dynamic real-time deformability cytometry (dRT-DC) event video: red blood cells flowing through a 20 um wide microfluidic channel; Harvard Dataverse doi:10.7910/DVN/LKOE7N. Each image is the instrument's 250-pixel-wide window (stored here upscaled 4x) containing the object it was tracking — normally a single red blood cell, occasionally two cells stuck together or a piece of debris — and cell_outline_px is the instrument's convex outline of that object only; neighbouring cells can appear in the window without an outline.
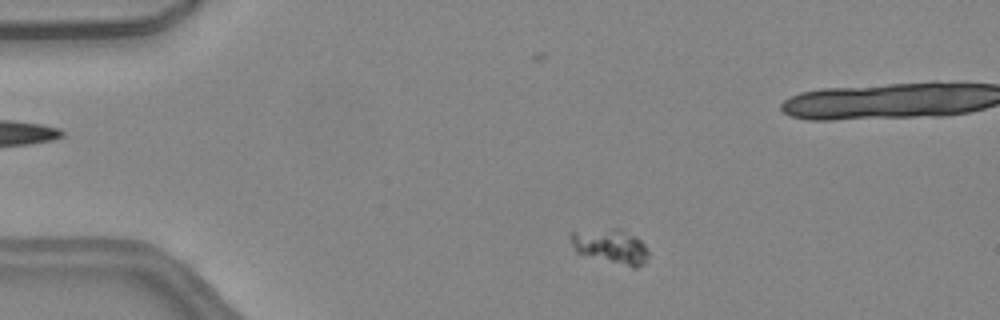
{"species": "common noctule bat (a hibernating species)", "species_latin": "Nyctalus noctula", "temperature_condition": "warm", "stored_images_in_passage": 47, "camera_frame_rate_fps": 3000, "um_per_image_px": 0.085, "animal": {"sex": "female", "body_mass_g": 24.6, "forearm_length_mm": 56.2}, "frame": {"image": 1, "passage_image": 5, "time_ms": 1.333, "image_size_px": [1000, 320], "cell_outline_px": [[648, 260], [644, 264], [636, 268], [632, 268], [576, 252], [568, 236], [568, 232], [612, 228], [620, 228], [636, 236], [644, 244], [648, 252]], "centroid_in_image_um": [51.92, 20.93], "position_along_channel_um": 33.1, "area_um2": 15.84}}
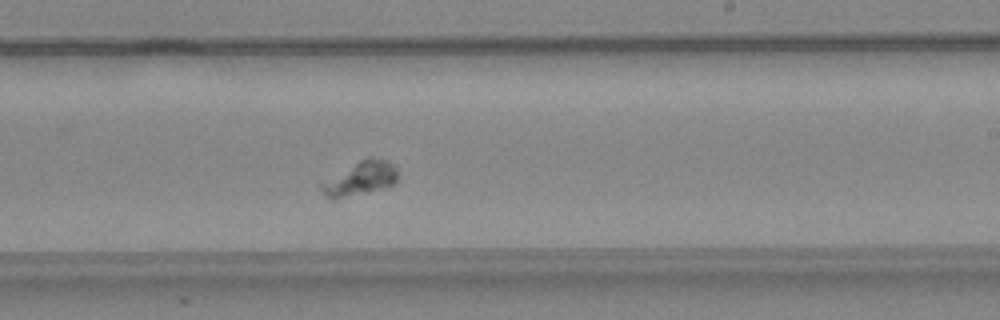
{"frame": {"image": 2, "passage_image": 26, "time_ms": 8.333, "image_size_px": [1000, 320], "cell_outline_px": [[396, 184], [388, 188], [336, 200], [332, 200], [320, 188], [320, 184], [360, 160], [368, 156], [384, 160], [392, 164], [396, 168]], "centroid_in_image_um": [30.67, 15.21], "position_along_channel_um": 258.3, "area_um2": 14.97}}
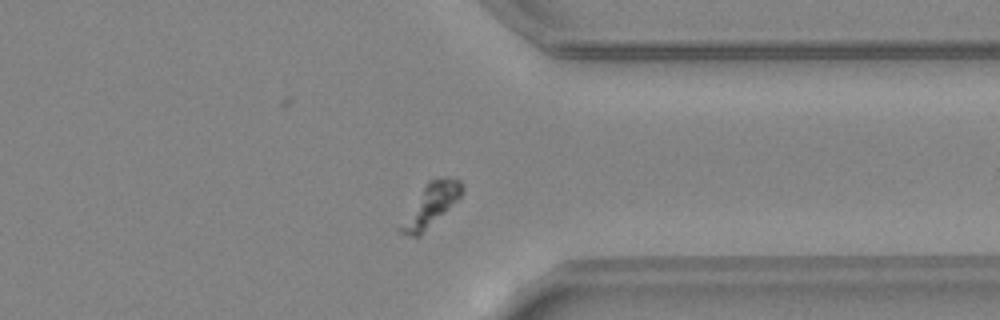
{"frame": {"image": 3, "passage_image": 35, "time_ms": 11.333, "image_size_px": [1000, 320], "cell_outline_px": [[464, 188], [460, 196], [420, 236], [408, 236], [400, 232], [396, 228], [428, 180], [460, 180], [464, 184]], "centroid_in_image_um": [36.55, 17.5], "position_along_channel_um": 374.9, "area_um2": 14.57}}